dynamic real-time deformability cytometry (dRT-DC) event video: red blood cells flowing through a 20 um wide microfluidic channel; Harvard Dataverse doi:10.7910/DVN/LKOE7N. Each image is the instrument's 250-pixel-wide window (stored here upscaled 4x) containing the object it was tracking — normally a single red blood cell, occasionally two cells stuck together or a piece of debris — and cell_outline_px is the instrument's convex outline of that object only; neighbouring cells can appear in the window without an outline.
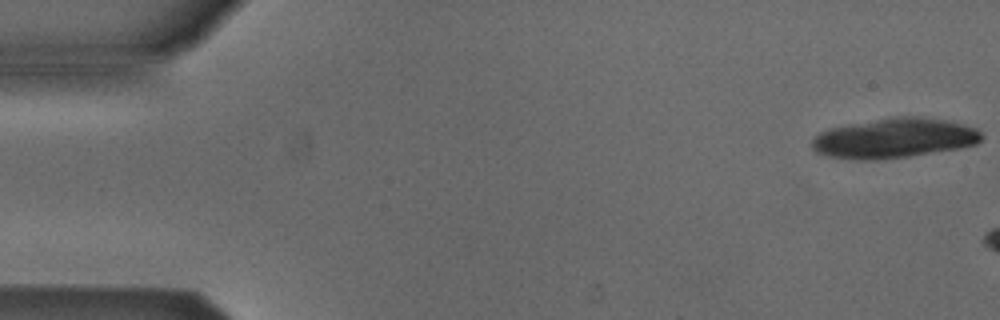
{"species": "Egyptian fruit bat (a non-hibernating species)", "species_latin": "Rousettus aegyptiacus", "temperature_condition": "cold", "stored_images_in_passage": 3, "camera_frame_rate_fps": 3000, "um_per_image_px": 0.085, "animal": {"sex": "male"}, "frame": {"image": 1, "passage_image": 1, "time_ms": 0.0, "image_size_px": [1000, 320], "cell_outline_px": [[984, 136], [976, 144], [960, 148], [908, 156], [876, 160], [856, 160], [828, 156], [816, 152], [812, 148], [812, 140], [820, 132], [832, 128], [852, 124], [900, 116], [912, 116], [944, 120], [976, 128]], "centroid_in_image_um": [76.01, 11.76], "position_along_channel_um": 9.0, "area_um2": 38.78}}